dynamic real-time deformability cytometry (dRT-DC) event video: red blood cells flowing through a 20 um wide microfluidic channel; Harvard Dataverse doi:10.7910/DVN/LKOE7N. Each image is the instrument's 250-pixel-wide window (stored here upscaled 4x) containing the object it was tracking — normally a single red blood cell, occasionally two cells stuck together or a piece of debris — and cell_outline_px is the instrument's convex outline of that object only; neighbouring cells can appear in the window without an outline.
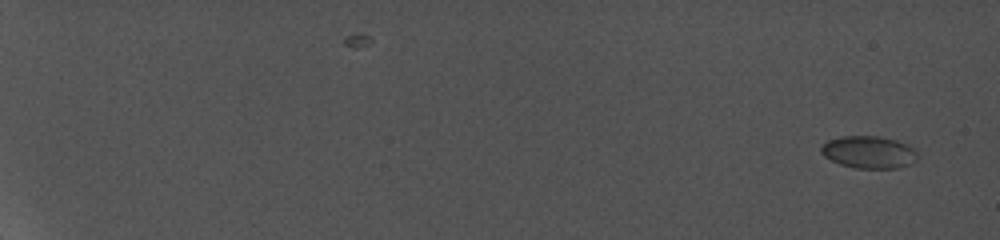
{"species": "common noctule bat (a hibernating species)", "species_latin": "Nyctalus noctula", "temperature_condition": "cold", "stored_images_in_passage": 16, "camera_frame_rate_fps": 5000, "um_per_image_px": 0.085, "animal": {"sex": "female", "body_mass_g": 19.0, "forearm_length_mm": 56.7}, "frame": {"image": 1, "passage_image": 1, "time_ms": 0.0, "image_size_px": [1000, 240], "cell_outline_px": [[920, 156], [912, 164], [896, 168], [856, 168], [840, 164], [824, 156], [820, 152], [820, 144], [828, 140], [840, 136], [880, 136], [896, 140], [908, 144]], "centroid_in_image_um": [73.85, 12.92], "position_along_channel_um": 11.2, "area_um2": 18.38}}
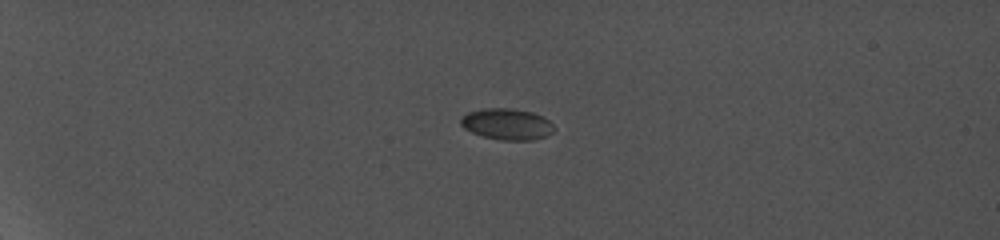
{"frame": {"image": 2, "passage_image": 7, "time_ms": 5.4, "image_size_px": [1000, 240], "cell_outline_px": [[556, 128], [548, 136], [532, 140], [500, 140], [484, 136], [472, 132], [464, 128], [460, 124], [460, 116], [468, 112], [484, 108], [512, 108], [532, 112], [544, 116]], "centroid_in_image_um": [43.1, 10.54], "position_along_channel_um": 41.9, "area_um2": 17.17}}
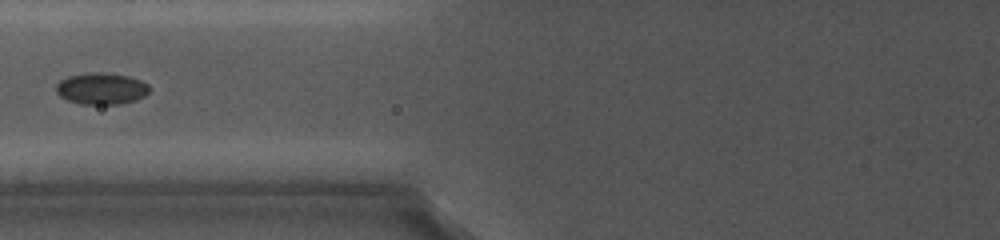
{"frame": {"image": 3, "passage_image": 12, "time_ms": 9.8, "image_size_px": [1000, 240], "cell_outline_px": [[152, 88], [144, 96], [136, 100], [120, 104], [80, 104], [68, 100], [60, 96], [56, 92], [56, 84], [60, 80], [68, 76], [84, 72], [104, 72], [128, 76], [140, 80], [148, 84]], "centroid_in_image_um": [8.62, 7.52], "position_along_channel_um": 117.2, "area_um2": 17.4}}